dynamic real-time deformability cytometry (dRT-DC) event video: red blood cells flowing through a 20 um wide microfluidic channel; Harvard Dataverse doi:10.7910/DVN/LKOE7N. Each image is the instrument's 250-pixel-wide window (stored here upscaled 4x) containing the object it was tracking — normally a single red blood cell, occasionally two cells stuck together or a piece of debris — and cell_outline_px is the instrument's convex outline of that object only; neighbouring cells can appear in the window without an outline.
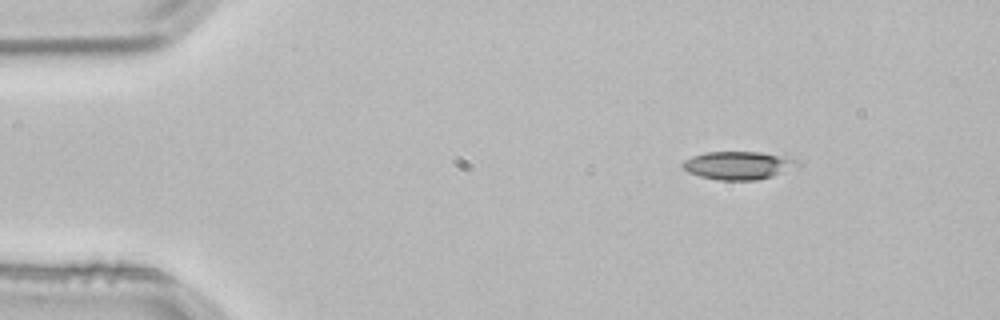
{"species": "common noctule bat (a hibernating species)", "species_latin": "Nyctalus noctula", "temperature_condition": "room temperature", "stored_images_in_passage": 3, "segment_of_instrument_passage": [1, 2], "camera_frame_rate_fps": 3000, "um_per_image_px": 0.085, "animal": {"sex": "male", "body_mass_g": 21.5, "forearm_length_mm": 52.0}, "frame": {"image": 1, "passage_image": 1, "time_ms": 0.0, "image_size_px": [1000, 320], "cell_outline_px": [[800, 164], [772, 176], [756, 180], [720, 180], [700, 176], [688, 172], [680, 164], [684, 160], [692, 156], [704, 152], [760, 152], [796, 160]], "centroid_in_image_um": [62.66, 14.06], "position_along_channel_um": 22.3, "area_um2": 18.38}}